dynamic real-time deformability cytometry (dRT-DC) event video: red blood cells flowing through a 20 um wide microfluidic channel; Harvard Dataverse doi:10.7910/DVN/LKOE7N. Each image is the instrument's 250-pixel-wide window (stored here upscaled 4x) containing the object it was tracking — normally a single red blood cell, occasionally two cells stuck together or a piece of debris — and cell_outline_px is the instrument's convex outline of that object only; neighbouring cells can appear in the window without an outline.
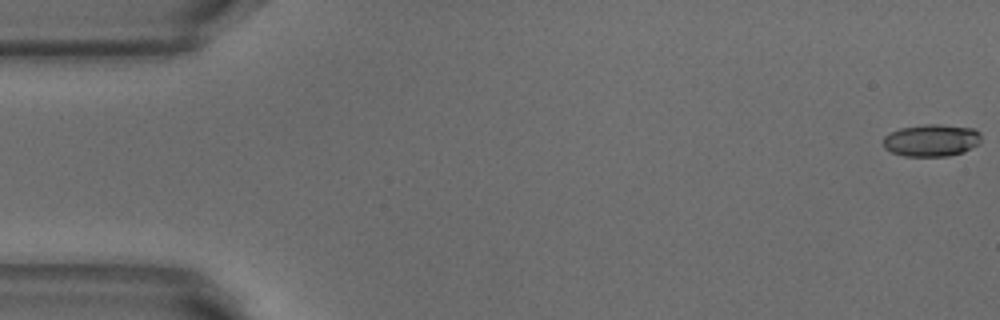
{"species": "common noctule bat (a hibernating species)", "species_latin": "Nyctalus noctula", "temperature_condition": "warm", "stored_images_in_passage": 52, "camera_frame_rate_fps": 3000, "um_per_image_px": 0.085, "animal": {"sex": "male", "body_mass_g": 18.8}, "frame": {"image": 1, "passage_image": 1, "time_ms": 0.0, "image_size_px": [1000, 320], "cell_outline_px": [[980, 144], [964, 152], [948, 156], [904, 156], [892, 152], [884, 148], [884, 136], [900, 128], [924, 124], [940, 124], [972, 128], [980, 132]], "centroid_in_image_um": [79.2, 11.93], "position_along_channel_um": 5.8, "area_um2": 18.44}}
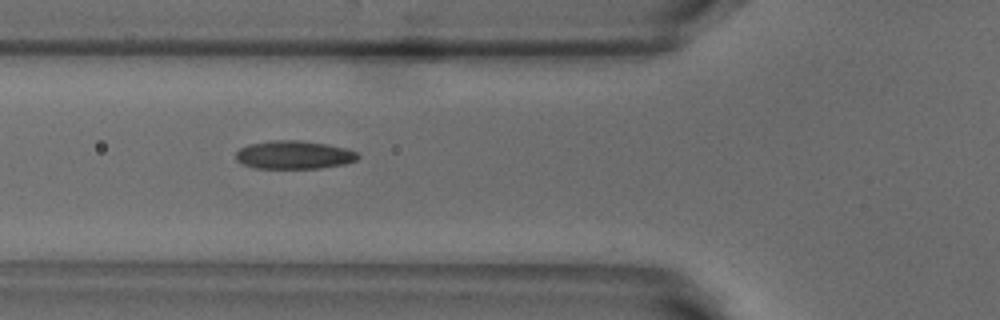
{"frame": {"image": 2, "passage_image": 19, "time_ms": 6.0, "image_size_px": [1000, 320], "cell_outline_px": [[360, 156], [356, 160], [344, 164], [320, 168], [256, 168], [244, 164], [236, 160], [236, 152], [240, 148], [248, 144], [272, 140], [300, 140], [328, 144], [348, 148], [356, 152]], "centroid_in_image_um": [25.0, 13.15], "position_along_channel_um": 100.8, "area_um2": 20.17}}
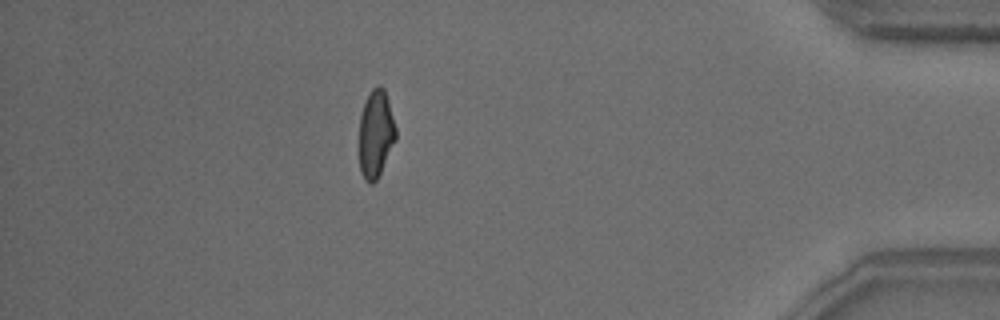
{"frame": {"image": 3, "passage_image": 46, "time_ms": 15.0, "image_size_px": [1000, 320], "cell_outline_px": [[396, 140], [376, 180], [372, 184], [368, 184], [364, 180], [360, 172], [360, 116], [368, 92], [376, 84], [380, 84], [384, 88], [388, 100], [396, 128]], "centroid_in_image_um": [31.94, 11.35], "position_along_channel_um": 403.3, "area_um2": 18.73}, "authors_computed_cell_mechanics": {"area_um2": 19.2474, "velocity_mm_per_s": 3.8755, "shape_relaxation_time_tau1_ms": 4.1937, "shape_relaxation_time_tau2_ms": 1.5482, "deformation_change_tau1": 0.1854, "deformation_change_tau2": 0.099}}